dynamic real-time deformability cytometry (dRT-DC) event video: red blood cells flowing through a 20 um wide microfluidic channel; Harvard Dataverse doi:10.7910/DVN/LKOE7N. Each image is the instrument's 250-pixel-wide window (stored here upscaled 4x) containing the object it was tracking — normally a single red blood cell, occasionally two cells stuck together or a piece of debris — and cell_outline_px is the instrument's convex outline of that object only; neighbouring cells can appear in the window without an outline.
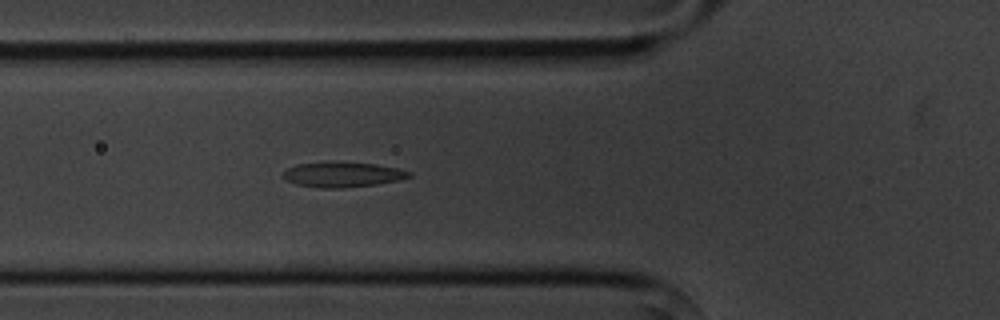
{"species": "common noctule bat (a hibernating species)", "species_latin": "Nyctalus noctula", "temperature_condition": "cold", "stored_images_in_passage": 4, "camera_frame_rate_fps": 3000, "um_per_image_px": 0.085, "animal": {"sex": "male", "body_mass_g": 20.1, "forearm_length_mm": 53.5}, "frame": {"image": 1, "passage_image": 4, "time_ms": 3.333, "image_size_px": [1000, 320], "cell_outline_px": [[412, 176], [396, 180], [376, 184], [344, 188], [320, 188], [296, 184], [288, 180], [284, 176], [284, 172], [288, 168], [296, 164], [332, 160], [376, 164], [396, 168], [412, 172]], "centroid_in_image_um": [29.11, 14.81], "position_along_channel_um": 96.7, "area_um2": 18.61}}